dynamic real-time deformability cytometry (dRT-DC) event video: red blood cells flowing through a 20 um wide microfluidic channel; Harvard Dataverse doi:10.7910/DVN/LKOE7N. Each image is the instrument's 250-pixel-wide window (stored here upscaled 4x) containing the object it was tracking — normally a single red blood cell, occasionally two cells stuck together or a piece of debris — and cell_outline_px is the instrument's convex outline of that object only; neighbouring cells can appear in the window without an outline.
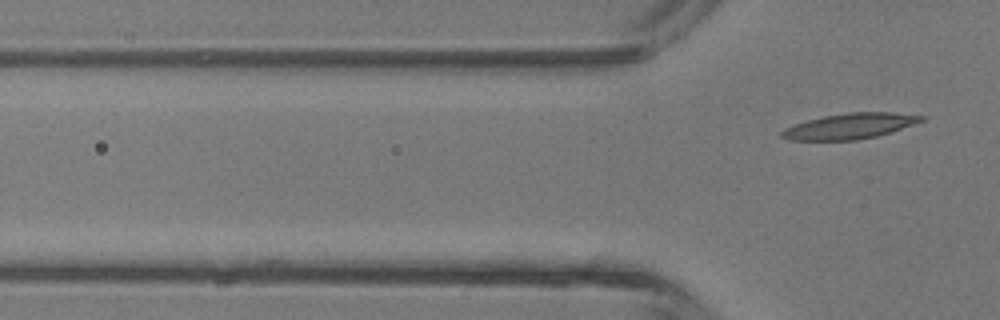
{"species": "common noctule bat (a hibernating species)", "species_latin": "Nyctalus noctula", "temperature_condition": "room temperature", "stored_images_in_passage": 3, "camera_frame_rate_fps": 3000, "um_per_image_px": 0.085, "animal": {"sex": "male", "body_mass_g": 13.3}, "frame": {"image": 1, "passage_image": 3, "time_ms": 3.0, "image_size_px": [1000, 320], "cell_outline_px": [[928, 116], [924, 120], [876, 136], [856, 140], [788, 140], [780, 136], [780, 132], [784, 128], [808, 120], [824, 116], [848, 112], [892, 112]], "centroid_in_image_um": [72.21, 10.71], "position_along_channel_um": 53.6, "area_um2": 20.58}}